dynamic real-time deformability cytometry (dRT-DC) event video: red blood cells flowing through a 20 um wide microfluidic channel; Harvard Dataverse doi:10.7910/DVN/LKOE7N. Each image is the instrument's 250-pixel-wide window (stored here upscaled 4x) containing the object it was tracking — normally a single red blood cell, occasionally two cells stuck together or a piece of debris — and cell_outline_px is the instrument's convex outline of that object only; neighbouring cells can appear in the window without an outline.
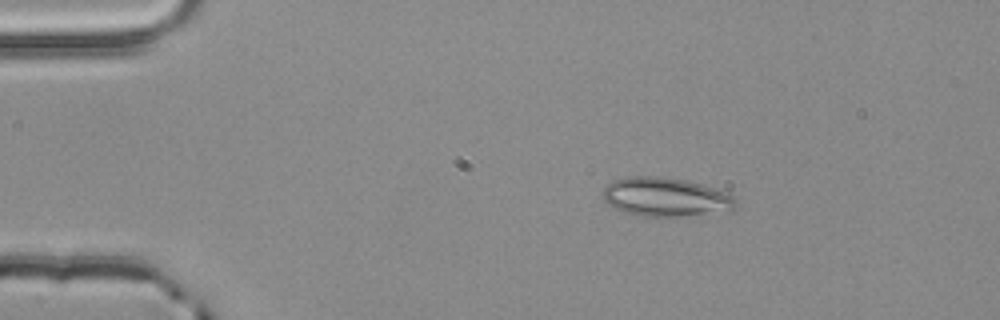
{"species": "common noctule bat (a hibernating species)", "species_latin": "Nyctalus noctula", "temperature_condition": "room temperature", "stored_images_in_passage": 46, "camera_frame_rate_fps": 3000, "um_per_image_px": 0.085, "animal": {"sex": "male", "body_mass_g": 20.4}, "frame": {"image": 1, "passage_image": 2, "time_ms": 0.333, "image_size_px": [1000, 320], "cell_outline_px": [[736, 208], [732, 212], [676, 216], [640, 216], [624, 212], [612, 208], [604, 200], [604, 188], [608, 184], [616, 180], [628, 176], [660, 176], [688, 180], [732, 192], [736, 200]], "centroid_in_image_um": [56.67, 16.75], "position_along_channel_um": 28.3, "area_um2": 30.75}}
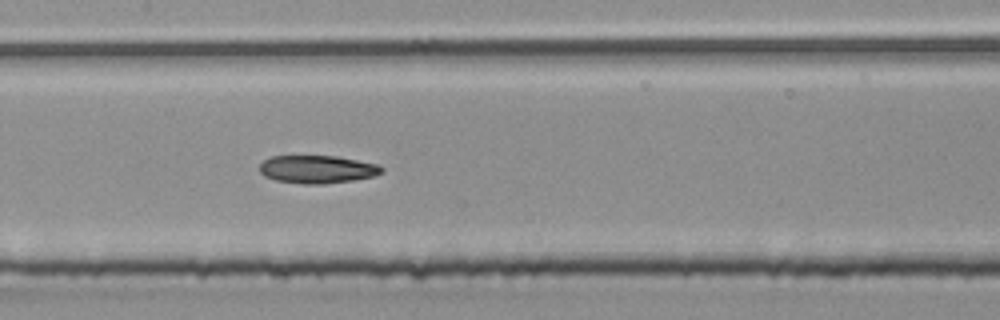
{"frame": {"image": 2, "passage_image": 19, "time_ms": 6.0, "image_size_px": [1000, 320], "cell_outline_px": [[384, 172], [372, 176], [352, 180], [324, 184], [304, 184], [276, 180], [264, 176], [260, 172], [260, 164], [264, 160], [272, 156], [336, 156], [380, 164], [384, 168]], "centroid_in_image_um": [26.99, 14.38], "position_along_channel_um": 180.4, "area_um2": 19.88}}
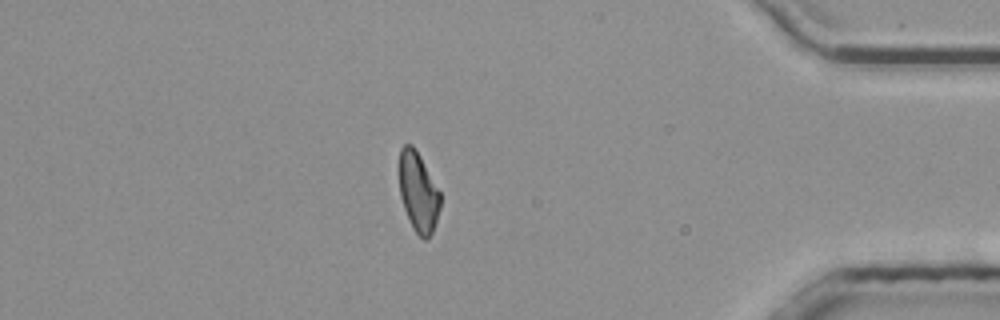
{"frame": {"image": 3, "passage_image": 39, "time_ms": 12.667, "image_size_px": [1000, 320], "cell_outline_px": [[440, 208], [432, 232], [428, 240], [424, 240], [412, 228], [404, 208], [400, 196], [400, 148], [404, 144], [412, 144], [416, 148], [440, 192]], "centroid_in_image_um": [35.55, 16.32], "position_along_channel_um": 399.6, "area_um2": 18.96}}